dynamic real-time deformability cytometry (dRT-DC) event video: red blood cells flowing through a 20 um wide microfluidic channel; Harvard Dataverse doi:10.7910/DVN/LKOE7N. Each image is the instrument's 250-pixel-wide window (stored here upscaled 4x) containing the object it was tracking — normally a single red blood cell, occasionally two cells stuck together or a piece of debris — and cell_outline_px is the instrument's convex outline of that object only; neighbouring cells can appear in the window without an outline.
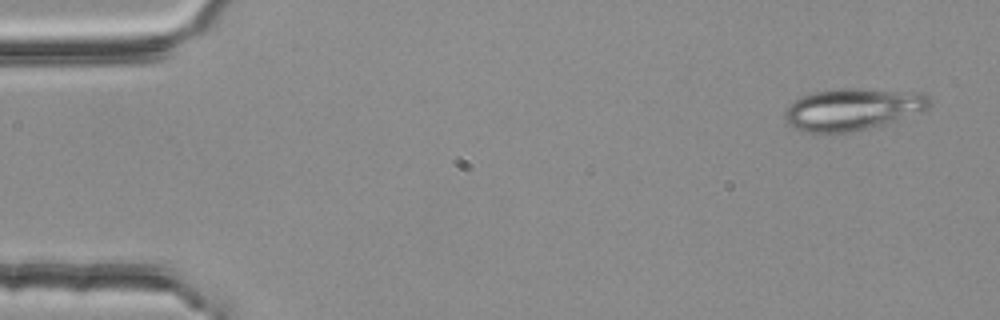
{"species": "common noctule bat (a hibernating species)", "species_latin": "Nyctalus noctula", "temperature_condition": "room temperature", "stored_images_in_passage": 4, "camera_frame_rate_fps": 3000, "um_per_image_px": 0.085, "animal": {"sex": "female", "body_mass_g": 25.1}, "frame": {"image": 1, "passage_image": 1, "time_ms": 0.0, "image_size_px": [1000, 320], "cell_outline_px": [[932, 104], [928, 108], [920, 112], [884, 124], [868, 128], [848, 132], [804, 132], [788, 124], [784, 116], [784, 112], [800, 96], [816, 92], [836, 88], [860, 88], [924, 92], [932, 100]], "centroid_in_image_um": [72.52, 9.26], "position_along_channel_um": 12.5, "area_um2": 35.37}}